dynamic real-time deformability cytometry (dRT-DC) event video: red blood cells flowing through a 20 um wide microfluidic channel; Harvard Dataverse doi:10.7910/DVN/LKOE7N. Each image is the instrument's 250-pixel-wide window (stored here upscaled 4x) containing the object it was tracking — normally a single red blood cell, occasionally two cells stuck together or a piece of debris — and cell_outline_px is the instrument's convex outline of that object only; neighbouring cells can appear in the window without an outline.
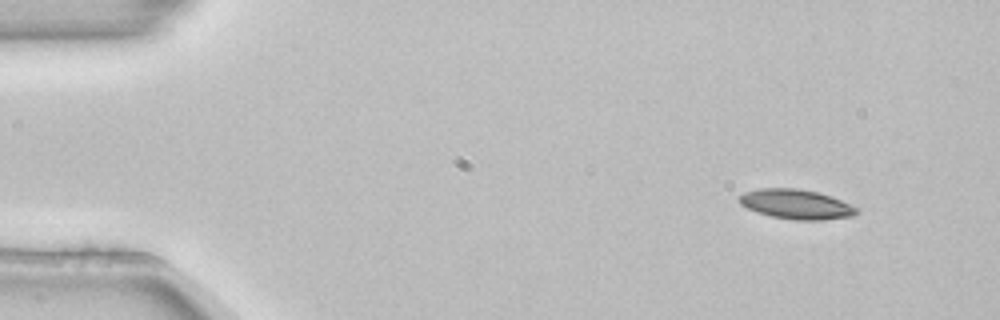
{"species": "common noctule bat (a hibernating species)", "species_latin": "Nyctalus noctula", "temperature_condition": "room temperature", "stored_images_in_passage": 4, "camera_frame_rate_fps": 3000, "um_per_image_px": 0.085, "animal": {"sex": "female", "body_mass_g": 22.7, "forearm_length_mm": 54.2}, "frame": {"image": 1, "passage_image": 1, "time_ms": 0.0, "image_size_px": [1000, 320], "cell_outline_px": [[860, 212], [852, 216], [824, 220], [796, 220], [772, 216], [748, 208], [740, 204], [740, 196], [744, 192], [760, 188], [796, 188], [820, 192], [832, 196], [856, 208]], "centroid_in_image_um": [67.7, 17.35], "position_along_channel_um": 17.3, "area_um2": 20.11}}
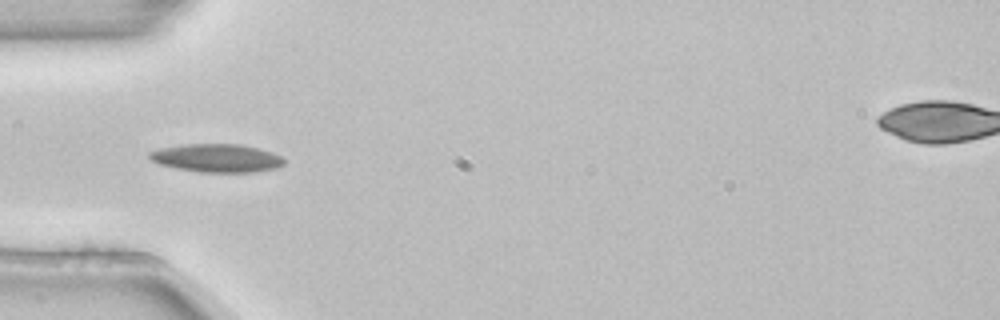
{"frame": {"image": 2, "passage_image": 4, "time_ms": 1.0, "image_size_px": [1000, 320], "cell_outline_px": [[284, 164], [276, 168], [252, 172], [200, 172], [176, 168], [160, 164], [152, 160], [148, 156], [148, 152], [160, 148], [184, 144], [240, 144], [272, 152], [280, 156], [284, 160]], "centroid_in_image_um": [18.41, 13.43], "position_along_channel_um": 66.6, "area_um2": 22.02}}